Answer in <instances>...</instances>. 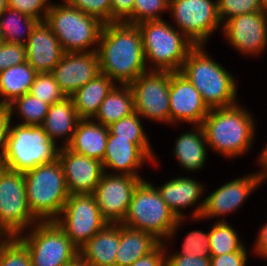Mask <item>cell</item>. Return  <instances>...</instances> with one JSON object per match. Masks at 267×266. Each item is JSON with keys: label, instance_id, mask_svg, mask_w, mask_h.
<instances>
[{"label": "cell", "instance_id": "cell-1", "mask_svg": "<svg viewBox=\"0 0 267 266\" xmlns=\"http://www.w3.org/2000/svg\"><path fill=\"white\" fill-rule=\"evenodd\" d=\"M96 52L101 74L117 84L130 85L139 75L148 71L141 34L136 24H104Z\"/></svg>", "mask_w": 267, "mask_h": 266}, {"label": "cell", "instance_id": "cell-49", "mask_svg": "<svg viewBox=\"0 0 267 266\" xmlns=\"http://www.w3.org/2000/svg\"><path fill=\"white\" fill-rule=\"evenodd\" d=\"M258 163L261 165V172H257L261 182L265 181L267 179V146L263 149L261 152L260 157H258Z\"/></svg>", "mask_w": 267, "mask_h": 266}, {"label": "cell", "instance_id": "cell-30", "mask_svg": "<svg viewBox=\"0 0 267 266\" xmlns=\"http://www.w3.org/2000/svg\"><path fill=\"white\" fill-rule=\"evenodd\" d=\"M132 113H134V95L131 86L115 85L101 103L94 120L102 125L109 126Z\"/></svg>", "mask_w": 267, "mask_h": 266}, {"label": "cell", "instance_id": "cell-25", "mask_svg": "<svg viewBox=\"0 0 267 266\" xmlns=\"http://www.w3.org/2000/svg\"><path fill=\"white\" fill-rule=\"evenodd\" d=\"M79 120L72 98L66 97L62 101L50 105L41 126L50 140L55 143L57 139L65 137L63 145L66 147L73 138Z\"/></svg>", "mask_w": 267, "mask_h": 266}, {"label": "cell", "instance_id": "cell-32", "mask_svg": "<svg viewBox=\"0 0 267 266\" xmlns=\"http://www.w3.org/2000/svg\"><path fill=\"white\" fill-rule=\"evenodd\" d=\"M210 256H219L233 252H247L238 233L227 221L220 219L209 231Z\"/></svg>", "mask_w": 267, "mask_h": 266}, {"label": "cell", "instance_id": "cell-46", "mask_svg": "<svg viewBox=\"0 0 267 266\" xmlns=\"http://www.w3.org/2000/svg\"><path fill=\"white\" fill-rule=\"evenodd\" d=\"M9 105L0 104V165L3 162L9 125L12 123Z\"/></svg>", "mask_w": 267, "mask_h": 266}, {"label": "cell", "instance_id": "cell-9", "mask_svg": "<svg viewBox=\"0 0 267 266\" xmlns=\"http://www.w3.org/2000/svg\"><path fill=\"white\" fill-rule=\"evenodd\" d=\"M38 222L28 205L23 172L0 165V229L13 237Z\"/></svg>", "mask_w": 267, "mask_h": 266}, {"label": "cell", "instance_id": "cell-39", "mask_svg": "<svg viewBox=\"0 0 267 266\" xmlns=\"http://www.w3.org/2000/svg\"><path fill=\"white\" fill-rule=\"evenodd\" d=\"M174 254L210 258L209 232L204 233L201 230L189 232L184 238L182 251Z\"/></svg>", "mask_w": 267, "mask_h": 266}, {"label": "cell", "instance_id": "cell-38", "mask_svg": "<svg viewBox=\"0 0 267 266\" xmlns=\"http://www.w3.org/2000/svg\"><path fill=\"white\" fill-rule=\"evenodd\" d=\"M170 0H135L133 5V24L147 20H162L161 13L169 10Z\"/></svg>", "mask_w": 267, "mask_h": 266}, {"label": "cell", "instance_id": "cell-23", "mask_svg": "<svg viewBox=\"0 0 267 266\" xmlns=\"http://www.w3.org/2000/svg\"><path fill=\"white\" fill-rule=\"evenodd\" d=\"M119 243L120 223H107L79 249V253L93 266H115Z\"/></svg>", "mask_w": 267, "mask_h": 266}, {"label": "cell", "instance_id": "cell-19", "mask_svg": "<svg viewBox=\"0 0 267 266\" xmlns=\"http://www.w3.org/2000/svg\"><path fill=\"white\" fill-rule=\"evenodd\" d=\"M58 160L70 195L94 193L104 173L100 160L75 153L67 146H60Z\"/></svg>", "mask_w": 267, "mask_h": 266}, {"label": "cell", "instance_id": "cell-2", "mask_svg": "<svg viewBox=\"0 0 267 266\" xmlns=\"http://www.w3.org/2000/svg\"><path fill=\"white\" fill-rule=\"evenodd\" d=\"M241 107L210 109L201 126L211 150L231 158L245 154L253 145L255 121L248 109Z\"/></svg>", "mask_w": 267, "mask_h": 266}, {"label": "cell", "instance_id": "cell-13", "mask_svg": "<svg viewBox=\"0 0 267 266\" xmlns=\"http://www.w3.org/2000/svg\"><path fill=\"white\" fill-rule=\"evenodd\" d=\"M134 112L149 120L170 123V71L149 70L131 84Z\"/></svg>", "mask_w": 267, "mask_h": 266}, {"label": "cell", "instance_id": "cell-33", "mask_svg": "<svg viewBox=\"0 0 267 266\" xmlns=\"http://www.w3.org/2000/svg\"><path fill=\"white\" fill-rule=\"evenodd\" d=\"M140 117L137 112H134L130 116L121 118L108 126L109 132L117 135V138L130 139L131 142L138 144L157 163Z\"/></svg>", "mask_w": 267, "mask_h": 266}, {"label": "cell", "instance_id": "cell-51", "mask_svg": "<svg viewBox=\"0 0 267 266\" xmlns=\"http://www.w3.org/2000/svg\"><path fill=\"white\" fill-rule=\"evenodd\" d=\"M8 8V1L7 0H0V15L5 12Z\"/></svg>", "mask_w": 267, "mask_h": 266}, {"label": "cell", "instance_id": "cell-40", "mask_svg": "<svg viewBox=\"0 0 267 266\" xmlns=\"http://www.w3.org/2000/svg\"><path fill=\"white\" fill-rule=\"evenodd\" d=\"M87 15L96 17L104 24L111 23V0H63Z\"/></svg>", "mask_w": 267, "mask_h": 266}, {"label": "cell", "instance_id": "cell-17", "mask_svg": "<svg viewBox=\"0 0 267 266\" xmlns=\"http://www.w3.org/2000/svg\"><path fill=\"white\" fill-rule=\"evenodd\" d=\"M223 34L241 54L258 55L267 46V13L242 14L223 24Z\"/></svg>", "mask_w": 267, "mask_h": 266}, {"label": "cell", "instance_id": "cell-5", "mask_svg": "<svg viewBox=\"0 0 267 266\" xmlns=\"http://www.w3.org/2000/svg\"><path fill=\"white\" fill-rule=\"evenodd\" d=\"M23 174L31 213L39 221H54L70 195L60 161L38 165Z\"/></svg>", "mask_w": 267, "mask_h": 266}, {"label": "cell", "instance_id": "cell-42", "mask_svg": "<svg viewBox=\"0 0 267 266\" xmlns=\"http://www.w3.org/2000/svg\"><path fill=\"white\" fill-rule=\"evenodd\" d=\"M27 61L24 44L4 42L0 46V72Z\"/></svg>", "mask_w": 267, "mask_h": 266}, {"label": "cell", "instance_id": "cell-24", "mask_svg": "<svg viewBox=\"0 0 267 266\" xmlns=\"http://www.w3.org/2000/svg\"><path fill=\"white\" fill-rule=\"evenodd\" d=\"M156 189L177 218H185L181 209L194 206L204 196V185L189 177L173 178Z\"/></svg>", "mask_w": 267, "mask_h": 266}, {"label": "cell", "instance_id": "cell-4", "mask_svg": "<svg viewBox=\"0 0 267 266\" xmlns=\"http://www.w3.org/2000/svg\"><path fill=\"white\" fill-rule=\"evenodd\" d=\"M184 218H177L162 199L152 183L142 180L135 188L131 202L121 223L134 230L152 234L160 242L173 238L174 233L183 223Z\"/></svg>", "mask_w": 267, "mask_h": 266}, {"label": "cell", "instance_id": "cell-31", "mask_svg": "<svg viewBox=\"0 0 267 266\" xmlns=\"http://www.w3.org/2000/svg\"><path fill=\"white\" fill-rule=\"evenodd\" d=\"M38 22V19L29 17L8 7L7 10L0 15V31L3 34L5 42L25 45ZM21 28L25 31H22ZM24 37L26 40L23 39Z\"/></svg>", "mask_w": 267, "mask_h": 266}, {"label": "cell", "instance_id": "cell-44", "mask_svg": "<svg viewBox=\"0 0 267 266\" xmlns=\"http://www.w3.org/2000/svg\"><path fill=\"white\" fill-rule=\"evenodd\" d=\"M165 242H160L150 253L137 259L130 266H166Z\"/></svg>", "mask_w": 267, "mask_h": 266}, {"label": "cell", "instance_id": "cell-11", "mask_svg": "<svg viewBox=\"0 0 267 266\" xmlns=\"http://www.w3.org/2000/svg\"><path fill=\"white\" fill-rule=\"evenodd\" d=\"M54 221L78 249L108 223L100 213L94 194L69 195Z\"/></svg>", "mask_w": 267, "mask_h": 266}, {"label": "cell", "instance_id": "cell-45", "mask_svg": "<svg viewBox=\"0 0 267 266\" xmlns=\"http://www.w3.org/2000/svg\"><path fill=\"white\" fill-rule=\"evenodd\" d=\"M166 266H211L210 258L170 254L166 256Z\"/></svg>", "mask_w": 267, "mask_h": 266}, {"label": "cell", "instance_id": "cell-7", "mask_svg": "<svg viewBox=\"0 0 267 266\" xmlns=\"http://www.w3.org/2000/svg\"><path fill=\"white\" fill-rule=\"evenodd\" d=\"M60 147L41 125H9L2 166L25 172L58 159Z\"/></svg>", "mask_w": 267, "mask_h": 266}, {"label": "cell", "instance_id": "cell-47", "mask_svg": "<svg viewBox=\"0 0 267 266\" xmlns=\"http://www.w3.org/2000/svg\"><path fill=\"white\" fill-rule=\"evenodd\" d=\"M211 266H246L247 252H233L210 256Z\"/></svg>", "mask_w": 267, "mask_h": 266}, {"label": "cell", "instance_id": "cell-29", "mask_svg": "<svg viewBox=\"0 0 267 266\" xmlns=\"http://www.w3.org/2000/svg\"><path fill=\"white\" fill-rule=\"evenodd\" d=\"M36 75L37 72L27 61L0 72V104L9 105L29 93Z\"/></svg>", "mask_w": 267, "mask_h": 266}, {"label": "cell", "instance_id": "cell-28", "mask_svg": "<svg viewBox=\"0 0 267 266\" xmlns=\"http://www.w3.org/2000/svg\"><path fill=\"white\" fill-rule=\"evenodd\" d=\"M160 243L152 234L134 230L120 223V243L115 256V266H130L150 253Z\"/></svg>", "mask_w": 267, "mask_h": 266}, {"label": "cell", "instance_id": "cell-37", "mask_svg": "<svg viewBox=\"0 0 267 266\" xmlns=\"http://www.w3.org/2000/svg\"><path fill=\"white\" fill-rule=\"evenodd\" d=\"M217 6L222 24L242 14L262 12L260 0H217Z\"/></svg>", "mask_w": 267, "mask_h": 266}, {"label": "cell", "instance_id": "cell-26", "mask_svg": "<svg viewBox=\"0 0 267 266\" xmlns=\"http://www.w3.org/2000/svg\"><path fill=\"white\" fill-rule=\"evenodd\" d=\"M115 85L112 79L100 73L70 96L79 118H95L101 103Z\"/></svg>", "mask_w": 267, "mask_h": 266}, {"label": "cell", "instance_id": "cell-54", "mask_svg": "<svg viewBox=\"0 0 267 266\" xmlns=\"http://www.w3.org/2000/svg\"><path fill=\"white\" fill-rule=\"evenodd\" d=\"M4 38H3V34L0 31V46L4 43Z\"/></svg>", "mask_w": 267, "mask_h": 266}, {"label": "cell", "instance_id": "cell-14", "mask_svg": "<svg viewBox=\"0 0 267 266\" xmlns=\"http://www.w3.org/2000/svg\"><path fill=\"white\" fill-rule=\"evenodd\" d=\"M141 176L103 173L94 191L102 217L108 223H122Z\"/></svg>", "mask_w": 267, "mask_h": 266}, {"label": "cell", "instance_id": "cell-3", "mask_svg": "<svg viewBox=\"0 0 267 266\" xmlns=\"http://www.w3.org/2000/svg\"><path fill=\"white\" fill-rule=\"evenodd\" d=\"M180 72L200 92L209 109L237 103L235 78L206 53L204 45L194 46L189 51Z\"/></svg>", "mask_w": 267, "mask_h": 266}, {"label": "cell", "instance_id": "cell-35", "mask_svg": "<svg viewBox=\"0 0 267 266\" xmlns=\"http://www.w3.org/2000/svg\"><path fill=\"white\" fill-rule=\"evenodd\" d=\"M0 266H32L26 245L17 237H7L0 245Z\"/></svg>", "mask_w": 267, "mask_h": 266}, {"label": "cell", "instance_id": "cell-53", "mask_svg": "<svg viewBox=\"0 0 267 266\" xmlns=\"http://www.w3.org/2000/svg\"><path fill=\"white\" fill-rule=\"evenodd\" d=\"M7 238V235L0 229V245Z\"/></svg>", "mask_w": 267, "mask_h": 266}, {"label": "cell", "instance_id": "cell-36", "mask_svg": "<svg viewBox=\"0 0 267 266\" xmlns=\"http://www.w3.org/2000/svg\"><path fill=\"white\" fill-rule=\"evenodd\" d=\"M29 93L50 105L66 98L51 72L37 73Z\"/></svg>", "mask_w": 267, "mask_h": 266}, {"label": "cell", "instance_id": "cell-10", "mask_svg": "<svg viewBox=\"0 0 267 266\" xmlns=\"http://www.w3.org/2000/svg\"><path fill=\"white\" fill-rule=\"evenodd\" d=\"M31 229L17 237L26 245L32 266H62L79 253L55 221H39Z\"/></svg>", "mask_w": 267, "mask_h": 266}, {"label": "cell", "instance_id": "cell-16", "mask_svg": "<svg viewBox=\"0 0 267 266\" xmlns=\"http://www.w3.org/2000/svg\"><path fill=\"white\" fill-rule=\"evenodd\" d=\"M169 107L170 124L201 125L210 111L200 92L180 71H170Z\"/></svg>", "mask_w": 267, "mask_h": 266}, {"label": "cell", "instance_id": "cell-12", "mask_svg": "<svg viewBox=\"0 0 267 266\" xmlns=\"http://www.w3.org/2000/svg\"><path fill=\"white\" fill-rule=\"evenodd\" d=\"M169 10L177 29L195 46L204 45L222 24L217 0H170Z\"/></svg>", "mask_w": 267, "mask_h": 266}, {"label": "cell", "instance_id": "cell-8", "mask_svg": "<svg viewBox=\"0 0 267 266\" xmlns=\"http://www.w3.org/2000/svg\"><path fill=\"white\" fill-rule=\"evenodd\" d=\"M45 22L59 40L64 52L97 51L96 46L99 44L104 23L96 17L65 2L51 3ZM89 47L93 48L89 50Z\"/></svg>", "mask_w": 267, "mask_h": 266}, {"label": "cell", "instance_id": "cell-41", "mask_svg": "<svg viewBox=\"0 0 267 266\" xmlns=\"http://www.w3.org/2000/svg\"><path fill=\"white\" fill-rule=\"evenodd\" d=\"M8 7L39 21H45L50 8L49 0H7ZM43 12V13H42ZM43 15V16H42Z\"/></svg>", "mask_w": 267, "mask_h": 266}, {"label": "cell", "instance_id": "cell-43", "mask_svg": "<svg viewBox=\"0 0 267 266\" xmlns=\"http://www.w3.org/2000/svg\"><path fill=\"white\" fill-rule=\"evenodd\" d=\"M135 0H111V22L133 24V5Z\"/></svg>", "mask_w": 267, "mask_h": 266}, {"label": "cell", "instance_id": "cell-21", "mask_svg": "<svg viewBox=\"0 0 267 266\" xmlns=\"http://www.w3.org/2000/svg\"><path fill=\"white\" fill-rule=\"evenodd\" d=\"M146 161L154 163V160L138 144L131 142L130 139L117 138V135L109 132L102 160L105 173L113 169L117 172L111 174L141 176L137 171Z\"/></svg>", "mask_w": 267, "mask_h": 266}, {"label": "cell", "instance_id": "cell-15", "mask_svg": "<svg viewBox=\"0 0 267 266\" xmlns=\"http://www.w3.org/2000/svg\"><path fill=\"white\" fill-rule=\"evenodd\" d=\"M261 183L257 173L227 182L197 204L190 217L200 220L234 212Z\"/></svg>", "mask_w": 267, "mask_h": 266}, {"label": "cell", "instance_id": "cell-6", "mask_svg": "<svg viewBox=\"0 0 267 266\" xmlns=\"http://www.w3.org/2000/svg\"><path fill=\"white\" fill-rule=\"evenodd\" d=\"M150 70L180 71L189 51L195 46L181 31L165 20H147L137 24ZM176 30H175V29Z\"/></svg>", "mask_w": 267, "mask_h": 266}, {"label": "cell", "instance_id": "cell-27", "mask_svg": "<svg viewBox=\"0 0 267 266\" xmlns=\"http://www.w3.org/2000/svg\"><path fill=\"white\" fill-rule=\"evenodd\" d=\"M194 128L195 131L192 129V132H186L177 138L173 152L179 165L187 171L203 168L207 160L208 144L203 127L195 125Z\"/></svg>", "mask_w": 267, "mask_h": 266}, {"label": "cell", "instance_id": "cell-20", "mask_svg": "<svg viewBox=\"0 0 267 266\" xmlns=\"http://www.w3.org/2000/svg\"><path fill=\"white\" fill-rule=\"evenodd\" d=\"M26 47L27 62L37 73L52 72L64 51L45 21H39L31 32Z\"/></svg>", "mask_w": 267, "mask_h": 266}, {"label": "cell", "instance_id": "cell-22", "mask_svg": "<svg viewBox=\"0 0 267 266\" xmlns=\"http://www.w3.org/2000/svg\"><path fill=\"white\" fill-rule=\"evenodd\" d=\"M109 129L93 119H80L67 147L78 154L102 162L106 151Z\"/></svg>", "mask_w": 267, "mask_h": 266}, {"label": "cell", "instance_id": "cell-50", "mask_svg": "<svg viewBox=\"0 0 267 266\" xmlns=\"http://www.w3.org/2000/svg\"><path fill=\"white\" fill-rule=\"evenodd\" d=\"M62 266H93L80 253H77L67 264Z\"/></svg>", "mask_w": 267, "mask_h": 266}, {"label": "cell", "instance_id": "cell-18", "mask_svg": "<svg viewBox=\"0 0 267 266\" xmlns=\"http://www.w3.org/2000/svg\"><path fill=\"white\" fill-rule=\"evenodd\" d=\"M51 73L61 91L70 97L101 73L98 54L96 51L64 52Z\"/></svg>", "mask_w": 267, "mask_h": 266}, {"label": "cell", "instance_id": "cell-34", "mask_svg": "<svg viewBox=\"0 0 267 266\" xmlns=\"http://www.w3.org/2000/svg\"><path fill=\"white\" fill-rule=\"evenodd\" d=\"M49 107L50 104L38 99L30 93L16 98L9 104L11 116L14 115V110L18 109L17 111L22 118V122L18 124L30 126L42 125L46 114L49 111Z\"/></svg>", "mask_w": 267, "mask_h": 266}, {"label": "cell", "instance_id": "cell-52", "mask_svg": "<svg viewBox=\"0 0 267 266\" xmlns=\"http://www.w3.org/2000/svg\"><path fill=\"white\" fill-rule=\"evenodd\" d=\"M262 6V12L267 13V0H260Z\"/></svg>", "mask_w": 267, "mask_h": 266}, {"label": "cell", "instance_id": "cell-48", "mask_svg": "<svg viewBox=\"0 0 267 266\" xmlns=\"http://www.w3.org/2000/svg\"><path fill=\"white\" fill-rule=\"evenodd\" d=\"M254 253L263 258H267V223H265L258 233L256 242L254 243Z\"/></svg>", "mask_w": 267, "mask_h": 266}]
</instances>
